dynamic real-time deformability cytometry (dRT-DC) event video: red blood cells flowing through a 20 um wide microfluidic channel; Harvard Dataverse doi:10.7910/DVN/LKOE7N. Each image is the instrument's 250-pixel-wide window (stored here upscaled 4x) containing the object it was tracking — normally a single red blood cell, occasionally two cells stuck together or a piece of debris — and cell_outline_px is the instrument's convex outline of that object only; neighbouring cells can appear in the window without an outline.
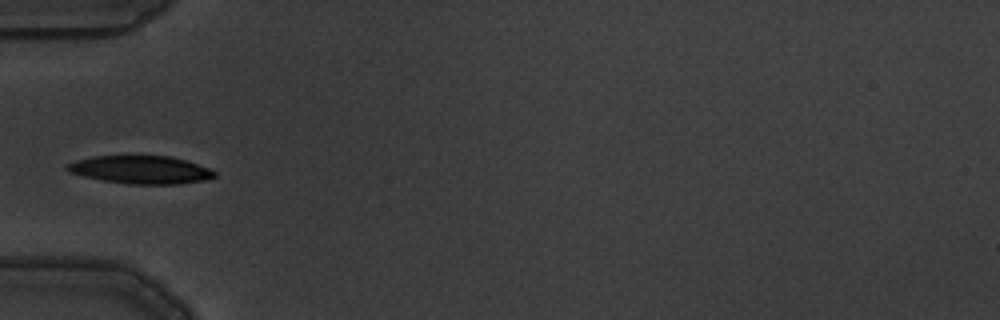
{"species": "common noctule bat (a hibernating species)", "species_latin": "Nyctalus noctula", "temperature_condition": "warm", "stored_images_in_passage": 9, "camera_frame_rate_fps": 3000, "um_per_image_px": 0.085, "animal": {"sex": "male", "body_mass_g": 19.5, "forearm_length_mm": 54.6}, "frame": {"image": 1, "passage_image": 5, "time_ms": 1.333, "image_size_px": [1000, 320], "cell_outline_px": [[216, 176], [204, 180], [180, 184], [128, 184], [104, 180], [84, 176], [68, 172], [64, 168], [68, 164], [76, 160], [92, 156], [172, 156], [208, 168], [216, 172]], "centroid_in_image_um": [11.94, 14.43], "position_along_channel_um": 73.1, "area_um2": 23.87}}